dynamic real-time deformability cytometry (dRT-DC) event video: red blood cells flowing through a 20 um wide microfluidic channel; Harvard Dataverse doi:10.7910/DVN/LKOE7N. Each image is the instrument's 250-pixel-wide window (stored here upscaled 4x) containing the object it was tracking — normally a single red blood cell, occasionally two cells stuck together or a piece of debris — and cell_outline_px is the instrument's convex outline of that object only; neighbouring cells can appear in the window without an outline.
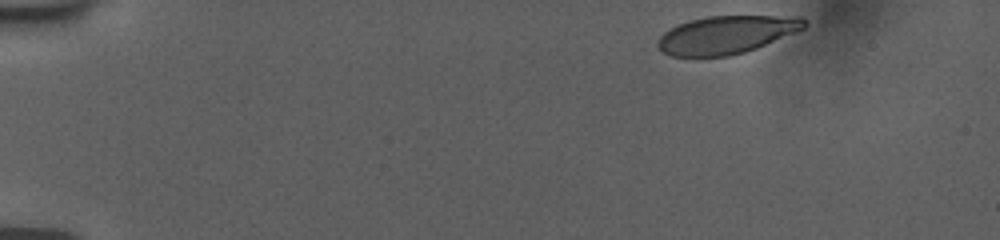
{"species": "human", "species_latin": "Homo sapiens", "temperature_condition": "room temperature", "stored_images_in_passage": 31, "camera_frame_rate_fps": 3000, "um_per_image_px": 0.085, "donor": {"sex": "female"}, "frame": {"image": 1, "passage_image": 1, "time_ms": 0.0, "image_size_px": [1000, 240], "cell_outline_px": [[808, 24], [804, 28], [796, 32], [756, 48], [744, 52], [728, 56], [672, 56], [660, 52], [656, 44], [660, 36], [664, 32], [676, 24], [688, 20], [708, 16], [800, 16]], "centroid_in_image_um": [61.71, 2.95], "position_along_channel_um": 23.3, "area_um2": 32.48}}
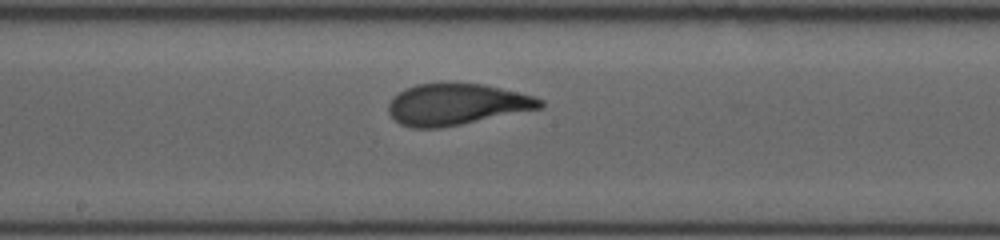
{"frame": {"image": 2, "passage_image": 17, "time_ms": 5.333, "image_size_px": [1000, 240], "cell_outline_px": [[544, 104], [540, 108], [440, 128], [412, 128], [400, 124], [388, 112], [388, 104], [400, 92], [416, 84], [484, 84], [532, 96], [544, 100]], "centroid_in_image_um": [38.79, 8.88], "position_along_channel_um": 209.4, "area_um2": 35.72}}
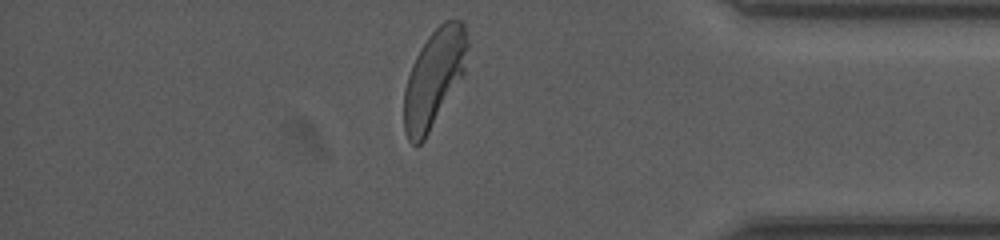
{"frame": {"image": 3, "passage_image": 31, "time_ms": 10.0, "image_size_px": [1000, 240], "cell_outline_px": [[468, 48], [464, 72], [424, 140], [420, 144], [412, 144], [408, 140], [404, 132], [404, 88], [412, 64], [420, 48], [428, 36], [444, 20], [460, 20], [464, 24], [468, 40]], "centroid_in_image_um": [36.88, 6.62], "position_along_channel_um": 398.3, "area_um2": 35.66}, "authors_computed_cell_mechanics": {"area_um2": 36.414, "velocity_mm_per_s": 3.7945, "shape_relaxation_time_tau1_ms": 2.4861, "shape_relaxation_time_tau2_ms": null, "deformation_change_tau1": 0.1568, "deformation_change_tau2": null}}